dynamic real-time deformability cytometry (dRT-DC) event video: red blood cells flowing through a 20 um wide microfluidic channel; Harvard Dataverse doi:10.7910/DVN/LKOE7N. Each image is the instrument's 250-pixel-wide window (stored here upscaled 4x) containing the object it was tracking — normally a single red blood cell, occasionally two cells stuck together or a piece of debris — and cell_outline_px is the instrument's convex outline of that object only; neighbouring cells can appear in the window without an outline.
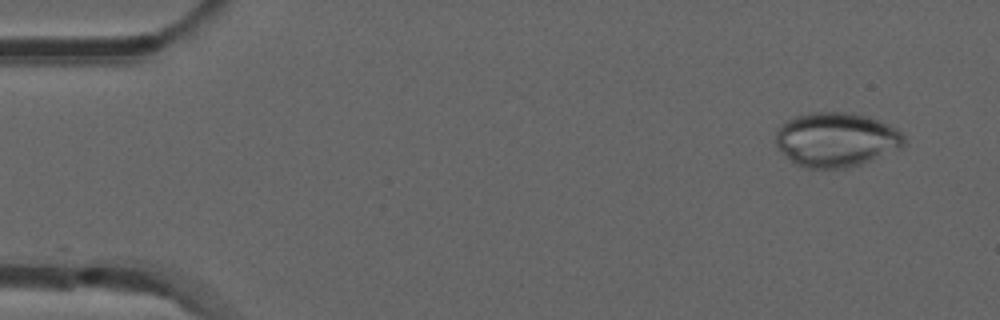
{"species": "common noctule bat (a hibernating species)", "species_latin": "Nyctalus noctula", "temperature_condition": "room temperature", "stored_images_in_passage": 50, "camera_frame_rate_fps": 3000, "um_per_image_px": 0.085, "animal": {"sex": "male", "forearm_length_mm": 52.5}, "frame": {"image": 1, "passage_image": 1, "time_ms": 0.0, "image_size_px": [1000, 320], "cell_outline_px": [[904, 144], [900, 148], [860, 164], [848, 168], [804, 168], [796, 164], [776, 148], [776, 132], [788, 120], [796, 116], [812, 112], [852, 112], [868, 116], [888, 124], [896, 128], [904, 136]], "centroid_in_image_um": [71.06, 11.86], "position_along_channel_um": 13.9, "area_um2": 40.52}}
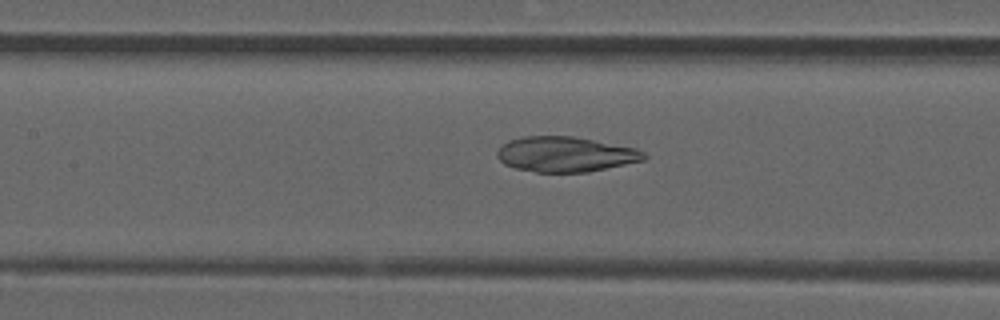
{"frame": {"image": 2, "passage_image": 21, "time_ms": 6.667, "image_size_px": [1000, 320], "cell_outline_px": [[648, 156], [644, 160], [588, 172], [536, 172], [516, 168], [504, 164], [496, 156], [496, 152], [508, 140], [524, 136], [572, 136], [636, 148], [644, 152]], "centroid_in_image_um": [48.06, 13.11], "position_along_channel_um": 159.3, "area_um2": 30.0}}
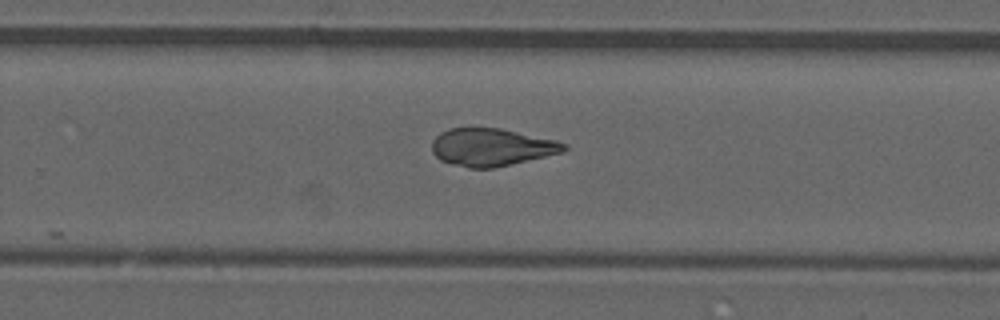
{"frame": {"image": 3, "passage_image": 31, "time_ms": 10.0, "image_size_px": [1000, 320], "cell_outline_px": [[568, 148], [564, 152], [492, 168], [468, 168], [452, 164], [440, 160], [432, 152], [432, 140], [440, 132], [448, 128], [500, 128], [556, 140], [568, 144]], "centroid_in_image_um": [41.77, 12.51], "position_along_channel_um": 288.0, "area_um2": 28.96}}